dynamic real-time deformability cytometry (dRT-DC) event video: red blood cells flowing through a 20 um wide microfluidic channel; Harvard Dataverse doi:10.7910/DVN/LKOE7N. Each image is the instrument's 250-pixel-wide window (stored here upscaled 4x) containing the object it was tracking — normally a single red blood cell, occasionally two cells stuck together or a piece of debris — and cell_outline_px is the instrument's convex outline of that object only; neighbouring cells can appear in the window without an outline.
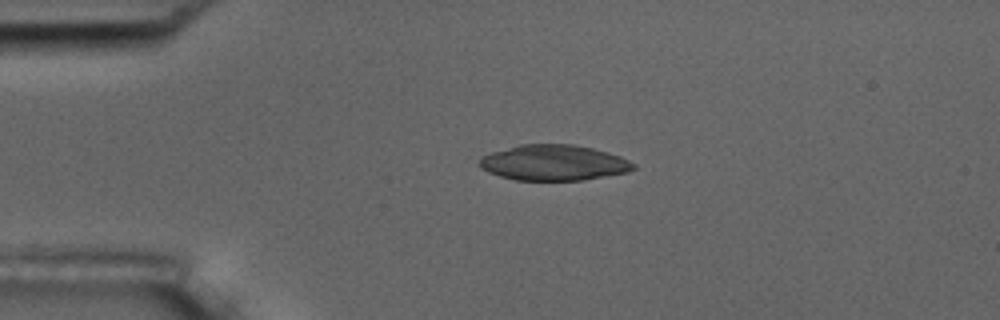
{"species": "common noctule bat (a hibernating species)", "species_latin": "Nyctalus noctula", "temperature_condition": "room temperature", "stored_images_in_passage": 1, "camera_frame_rate_fps": 3000, "um_per_image_px": 0.085, "animal": {"sex": "male", "body_mass_g": 17.5, "forearm_length_mm": 52.3}, "frame": {"image": 1, "passage_image": 1, "time_ms": 0.0, "image_size_px": [1000, 320], "cell_outline_px": [[636, 168], [628, 172], [584, 180], [516, 180], [500, 176], [488, 172], [480, 168], [480, 156], [492, 152], [520, 144], [572, 144], [592, 148], [608, 152], [620, 156], [636, 164]], "centroid_in_image_um": [47.08, 13.83], "position_along_channel_um": 37.9, "area_um2": 32.02}}